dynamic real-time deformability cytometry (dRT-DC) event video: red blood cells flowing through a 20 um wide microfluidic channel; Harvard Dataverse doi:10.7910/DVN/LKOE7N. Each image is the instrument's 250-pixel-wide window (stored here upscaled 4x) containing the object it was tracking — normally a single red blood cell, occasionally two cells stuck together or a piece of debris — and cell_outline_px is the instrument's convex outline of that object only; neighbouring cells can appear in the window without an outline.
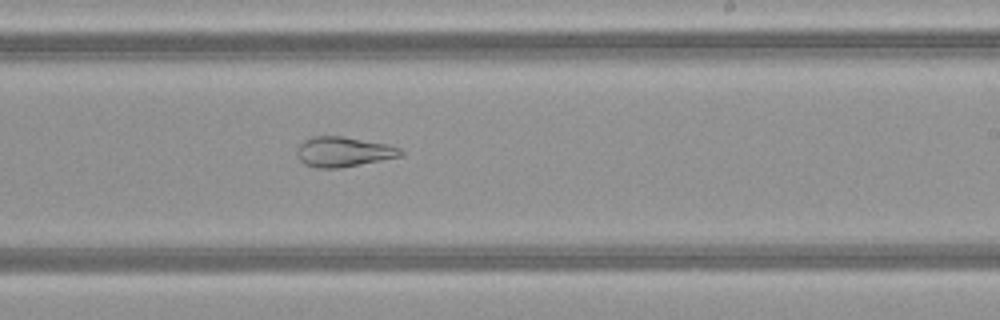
{"species": "common noctule bat (a hibernating species)", "species_latin": "Nyctalus noctula", "temperature_condition": "warm", "stored_images_in_passage": 41, "camera_frame_rate_fps": 3000, "um_per_image_px": 0.085, "animal": {"sex": "female", "body_mass_g": 21.9}, "frame": {"image": 1, "passage_image": 30, "time_ms": 9.667, "image_size_px": [1000, 320], "cell_outline_px": [[404, 152], [400, 156], [340, 168], [316, 168], [304, 164], [300, 160], [296, 152], [296, 148], [304, 140], [312, 136], [344, 136], [388, 144], [400, 148]], "centroid_in_image_um": [29.16, 12.89], "position_along_channel_um": 259.8, "area_um2": 18.15}}